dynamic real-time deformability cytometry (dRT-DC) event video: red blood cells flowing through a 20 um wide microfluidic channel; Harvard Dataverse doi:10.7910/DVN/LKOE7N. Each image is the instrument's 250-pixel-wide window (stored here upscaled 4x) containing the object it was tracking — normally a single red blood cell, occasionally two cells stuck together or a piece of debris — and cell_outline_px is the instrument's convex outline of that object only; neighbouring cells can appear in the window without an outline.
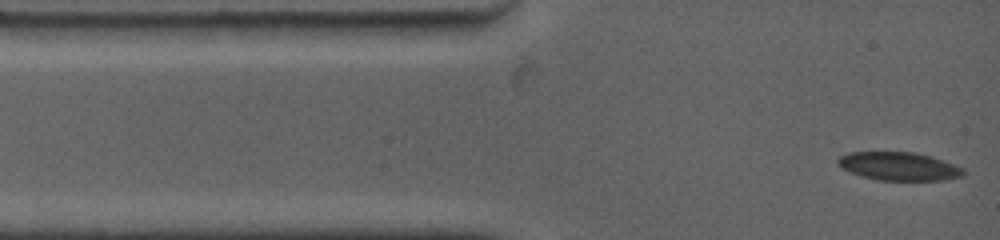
{"species": "common noctule bat (a hibernating species)", "species_latin": "Nyctalus noctula", "temperature_condition": "warm", "stored_images_in_passage": 15, "camera_frame_rate_fps": 4500, "um_per_image_px": 0.085, "animal": {"sex": "female", "body_mass_g": 19.0, "forearm_length_mm": 53.3}, "frame": {"image": 1, "passage_image": 1, "time_ms": 0.0, "image_size_px": [1000, 240], "cell_outline_px": [[964, 176], [944, 180], [880, 180], [860, 176], [836, 164], [836, 160], [840, 156], [848, 152], [916, 152], [932, 156], [964, 168]], "centroid_in_image_um": [76.42, 14.13], "position_along_channel_um": 8.6, "area_um2": 20.75}}
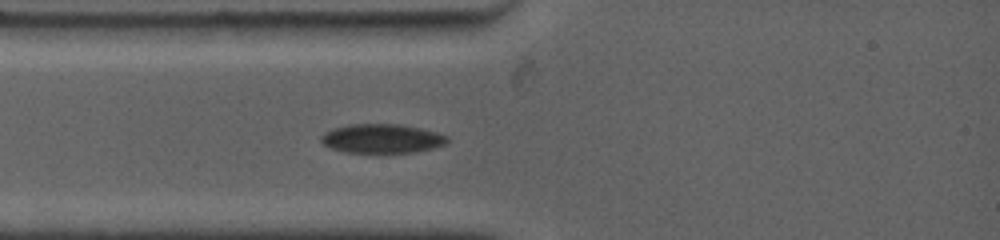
{"frame": {"image": 2, "passage_image": 13, "time_ms": 2.222, "image_size_px": [1000, 240], "cell_outline_px": [[448, 140], [444, 144], [432, 148], [412, 152], [344, 152], [332, 148], [324, 144], [320, 140], [320, 136], [324, 132], [332, 128], [348, 124], [400, 124], [420, 128], [436, 132], [448, 136]], "centroid_in_image_um": [32.42, 11.76], "position_along_channel_um": 52.6, "area_um2": 21.27}}